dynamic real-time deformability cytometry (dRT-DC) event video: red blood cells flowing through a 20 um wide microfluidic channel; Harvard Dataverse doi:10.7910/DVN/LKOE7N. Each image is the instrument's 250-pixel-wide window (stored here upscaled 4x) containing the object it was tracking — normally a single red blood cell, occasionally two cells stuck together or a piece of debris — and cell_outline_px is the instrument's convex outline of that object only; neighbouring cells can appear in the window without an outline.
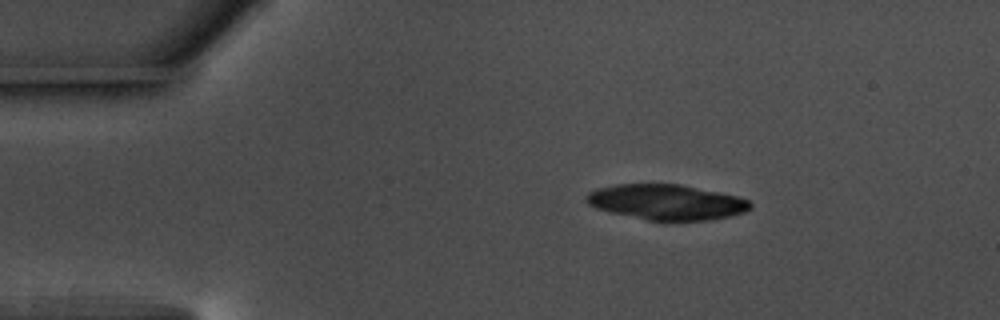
{"species": "common noctule bat (a hibernating species)", "species_latin": "Nyctalus noctula", "temperature_condition": "warm", "stored_images_in_passage": 47, "camera_frame_rate_fps": 3000, "um_per_image_px": 0.085, "animal": {"sex": "male", "body_mass_g": 17.5, "forearm_length_mm": 52.3}, "frame": {"image": 1, "passage_image": 1, "time_ms": 0.0, "image_size_px": [1000, 320], "cell_outline_px": [[752, 208], [744, 212], [732, 216], [712, 220], [648, 220], [612, 212], [596, 208], [588, 204], [584, 200], [584, 196], [588, 192], [596, 188], [616, 184], [680, 184], [720, 192], [736, 196], [748, 200], [752, 204]], "centroid_in_image_um": [56.65, 17.17], "position_along_channel_um": 28.4, "area_um2": 33.81}}
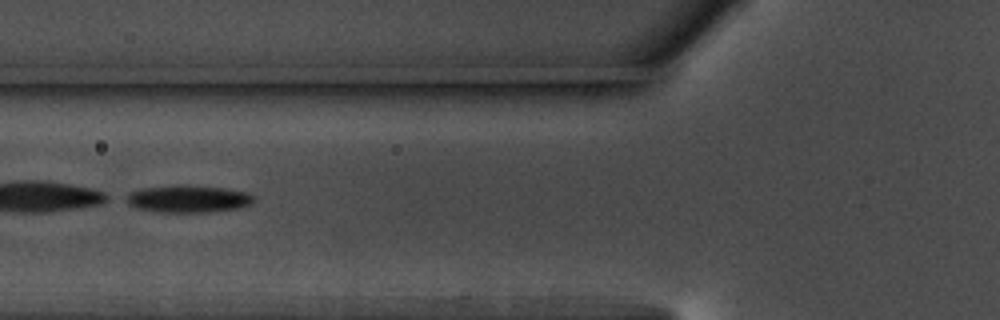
{"frame": {"image": 2, "passage_image": 13, "time_ms": 4.0, "image_size_px": [1000, 320], "cell_outline_px": [[256, 200], [248, 204], [236, 208], [204, 212], [160, 212], [136, 208], [128, 204], [124, 196], [132, 192], [144, 188], [172, 184], [184, 184], [224, 188], [244, 192], [252, 196]], "centroid_in_image_um": [15.92, 16.89], "position_along_channel_um": 109.9, "area_um2": 20.17}}
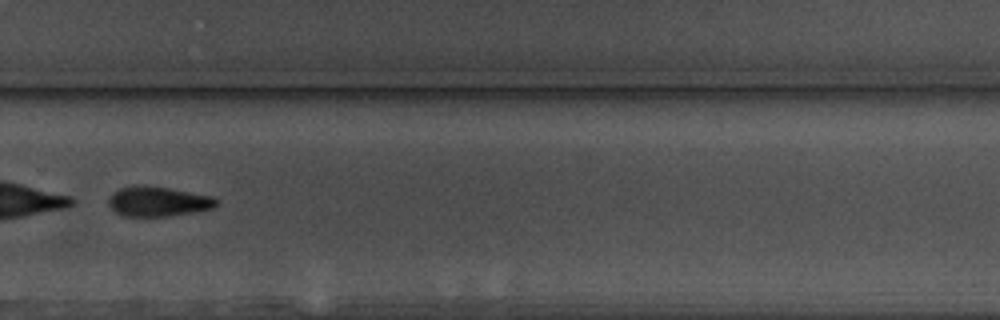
{"frame": {"image": 3, "passage_image": 30, "time_ms": 9.667, "image_size_px": [1000, 320], "cell_outline_px": [[216, 204], [212, 208], [192, 212], [168, 216], [124, 216], [116, 212], [108, 204], [108, 200], [112, 192], [120, 188], [140, 184], [144, 184], [168, 188], [212, 196], [216, 200]], "centroid_in_image_um": [13.38, 17.11], "position_along_channel_um": 316.4, "area_um2": 18.61}}